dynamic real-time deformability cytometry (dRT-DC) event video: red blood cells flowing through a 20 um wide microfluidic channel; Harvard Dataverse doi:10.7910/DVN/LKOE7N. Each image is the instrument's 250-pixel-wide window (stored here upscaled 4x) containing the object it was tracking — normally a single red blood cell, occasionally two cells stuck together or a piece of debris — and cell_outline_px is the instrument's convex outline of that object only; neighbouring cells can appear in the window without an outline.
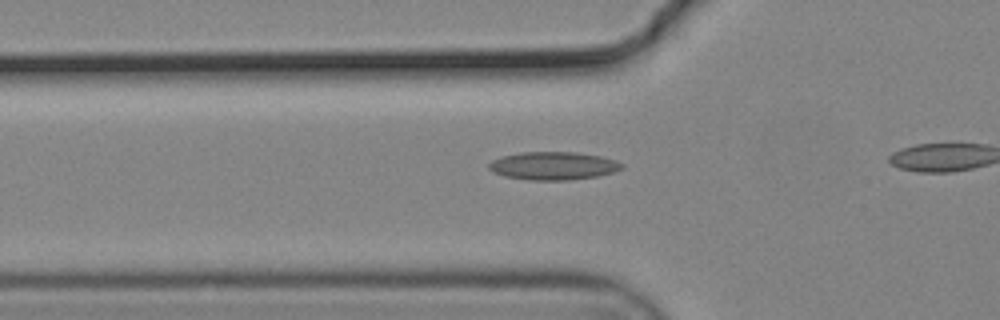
{"species": "common noctule bat (a hibernating species)", "species_latin": "Nyctalus noctula", "temperature_condition": "cold", "stored_images_in_passage": 15, "camera_frame_rate_fps": 3000, "um_per_image_px": 0.085, "animal": {"sex": "male", "body_mass_g": 19.2, "forearm_length_mm": 51.8}, "frame": {"image": 1, "passage_image": 3, "time_ms": 0.667, "image_size_px": [1000, 320], "cell_outline_px": [[624, 168], [612, 172], [596, 176], [568, 180], [528, 180], [504, 176], [492, 172], [488, 168], [488, 164], [492, 160], [504, 156], [520, 152], [576, 152], [600, 156], [616, 160], [624, 164]], "centroid_in_image_um": [47.02, 14.09], "position_along_channel_um": 78.8, "area_um2": 21.73}}
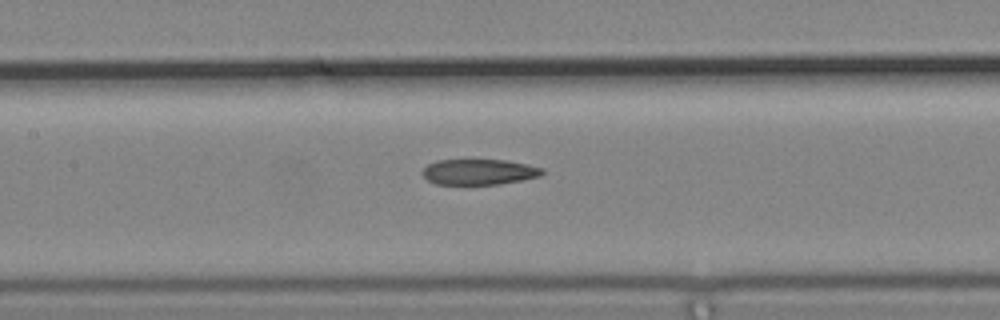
{"frame": {"image": 2, "passage_image": 10, "time_ms": 3.0, "image_size_px": [1000, 320], "cell_outline_px": [[544, 172], [540, 176], [520, 180], [496, 184], [436, 184], [428, 180], [420, 172], [428, 164], [440, 160], [504, 160], [544, 168]], "centroid_in_image_um": [40.69, 14.61], "position_along_channel_um": 166.7, "area_um2": 17.63}}
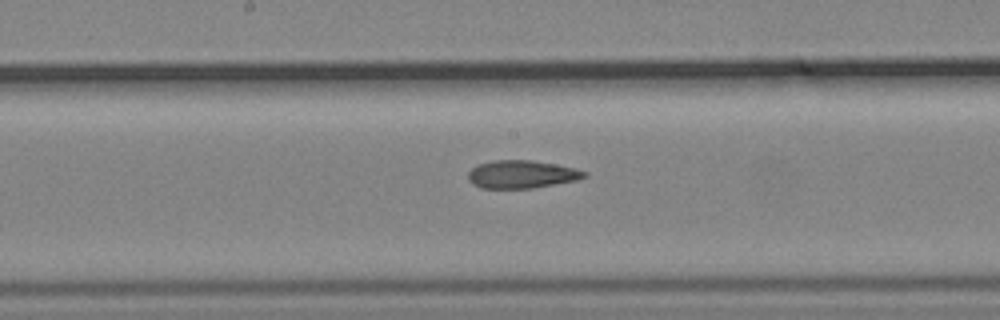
{"frame": {"image": 3, "passage_image": 13, "time_ms": 4.0, "image_size_px": [1000, 320], "cell_outline_px": [[588, 176], [576, 180], [532, 188], [480, 188], [472, 184], [468, 180], [468, 172], [476, 164], [492, 160], [532, 160], [556, 164], [576, 168], [588, 172]], "centroid_in_image_um": [44.33, 14.81], "position_along_channel_um": 203.9, "area_um2": 19.07}}